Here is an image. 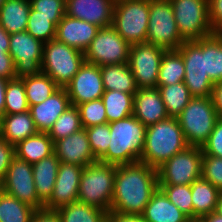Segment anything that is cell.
Segmentation results:
<instances>
[{"label": "cell", "mask_w": 222, "mask_h": 222, "mask_svg": "<svg viewBox=\"0 0 222 222\" xmlns=\"http://www.w3.org/2000/svg\"><path fill=\"white\" fill-rule=\"evenodd\" d=\"M15 157V147L0 137V183L4 180L8 167Z\"/></svg>", "instance_id": "cell-46"}, {"label": "cell", "mask_w": 222, "mask_h": 222, "mask_svg": "<svg viewBox=\"0 0 222 222\" xmlns=\"http://www.w3.org/2000/svg\"><path fill=\"white\" fill-rule=\"evenodd\" d=\"M29 111V105L22 79L8 80L5 92V114H17Z\"/></svg>", "instance_id": "cell-39"}, {"label": "cell", "mask_w": 222, "mask_h": 222, "mask_svg": "<svg viewBox=\"0 0 222 222\" xmlns=\"http://www.w3.org/2000/svg\"><path fill=\"white\" fill-rule=\"evenodd\" d=\"M176 118L188 145L202 148L220 117L211 97H192Z\"/></svg>", "instance_id": "cell-5"}, {"label": "cell", "mask_w": 222, "mask_h": 222, "mask_svg": "<svg viewBox=\"0 0 222 222\" xmlns=\"http://www.w3.org/2000/svg\"><path fill=\"white\" fill-rule=\"evenodd\" d=\"M108 123L118 121L133 114L134 94L117 90H105L101 97Z\"/></svg>", "instance_id": "cell-31"}, {"label": "cell", "mask_w": 222, "mask_h": 222, "mask_svg": "<svg viewBox=\"0 0 222 222\" xmlns=\"http://www.w3.org/2000/svg\"><path fill=\"white\" fill-rule=\"evenodd\" d=\"M83 169L84 167L78 165L60 163L53 193L43 208L57 210L64 205L78 201Z\"/></svg>", "instance_id": "cell-17"}, {"label": "cell", "mask_w": 222, "mask_h": 222, "mask_svg": "<svg viewBox=\"0 0 222 222\" xmlns=\"http://www.w3.org/2000/svg\"><path fill=\"white\" fill-rule=\"evenodd\" d=\"M213 106L220 118H222V82L214 83L211 93Z\"/></svg>", "instance_id": "cell-51"}, {"label": "cell", "mask_w": 222, "mask_h": 222, "mask_svg": "<svg viewBox=\"0 0 222 222\" xmlns=\"http://www.w3.org/2000/svg\"><path fill=\"white\" fill-rule=\"evenodd\" d=\"M31 8L45 17H64L66 0H29Z\"/></svg>", "instance_id": "cell-44"}, {"label": "cell", "mask_w": 222, "mask_h": 222, "mask_svg": "<svg viewBox=\"0 0 222 222\" xmlns=\"http://www.w3.org/2000/svg\"><path fill=\"white\" fill-rule=\"evenodd\" d=\"M209 20L213 33L222 34V0H208Z\"/></svg>", "instance_id": "cell-47"}, {"label": "cell", "mask_w": 222, "mask_h": 222, "mask_svg": "<svg viewBox=\"0 0 222 222\" xmlns=\"http://www.w3.org/2000/svg\"><path fill=\"white\" fill-rule=\"evenodd\" d=\"M0 189L36 210L44 207V203L36 193L32 164L16 156L10 163L4 180L0 183Z\"/></svg>", "instance_id": "cell-15"}, {"label": "cell", "mask_w": 222, "mask_h": 222, "mask_svg": "<svg viewBox=\"0 0 222 222\" xmlns=\"http://www.w3.org/2000/svg\"><path fill=\"white\" fill-rule=\"evenodd\" d=\"M61 222H106L109 212L75 201L58 208Z\"/></svg>", "instance_id": "cell-32"}, {"label": "cell", "mask_w": 222, "mask_h": 222, "mask_svg": "<svg viewBox=\"0 0 222 222\" xmlns=\"http://www.w3.org/2000/svg\"><path fill=\"white\" fill-rule=\"evenodd\" d=\"M99 29L95 24L65 14L56 26L55 39L85 52Z\"/></svg>", "instance_id": "cell-20"}, {"label": "cell", "mask_w": 222, "mask_h": 222, "mask_svg": "<svg viewBox=\"0 0 222 222\" xmlns=\"http://www.w3.org/2000/svg\"><path fill=\"white\" fill-rule=\"evenodd\" d=\"M29 0H6L0 8V25L11 35L26 30Z\"/></svg>", "instance_id": "cell-28"}, {"label": "cell", "mask_w": 222, "mask_h": 222, "mask_svg": "<svg viewBox=\"0 0 222 222\" xmlns=\"http://www.w3.org/2000/svg\"><path fill=\"white\" fill-rule=\"evenodd\" d=\"M7 79L0 78V118L4 115Z\"/></svg>", "instance_id": "cell-53"}, {"label": "cell", "mask_w": 222, "mask_h": 222, "mask_svg": "<svg viewBox=\"0 0 222 222\" xmlns=\"http://www.w3.org/2000/svg\"><path fill=\"white\" fill-rule=\"evenodd\" d=\"M54 154L60 163H70L81 167L98 161L91 151L85 128L54 142Z\"/></svg>", "instance_id": "cell-18"}, {"label": "cell", "mask_w": 222, "mask_h": 222, "mask_svg": "<svg viewBox=\"0 0 222 222\" xmlns=\"http://www.w3.org/2000/svg\"><path fill=\"white\" fill-rule=\"evenodd\" d=\"M109 128L111 136L109 147L98 161L116 166L140 161L147 127L132 114L109 123Z\"/></svg>", "instance_id": "cell-2"}, {"label": "cell", "mask_w": 222, "mask_h": 222, "mask_svg": "<svg viewBox=\"0 0 222 222\" xmlns=\"http://www.w3.org/2000/svg\"><path fill=\"white\" fill-rule=\"evenodd\" d=\"M180 36L185 41L214 34L209 20L208 0H170Z\"/></svg>", "instance_id": "cell-8"}, {"label": "cell", "mask_w": 222, "mask_h": 222, "mask_svg": "<svg viewBox=\"0 0 222 222\" xmlns=\"http://www.w3.org/2000/svg\"><path fill=\"white\" fill-rule=\"evenodd\" d=\"M14 147L15 156L32 165L54 153L53 140L43 132L20 141Z\"/></svg>", "instance_id": "cell-26"}, {"label": "cell", "mask_w": 222, "mask_h": 222, "mask_svg": "<svg viewBox=\"0 0 222 222\" xmlns=\"http://www.w3.org/2000/svg\"><path fill=\"white\" fill-rule=\"evenodd\" d=\"M10 34L0 25V50L9 52Z\"/></svg>", "instance_id": "cell-52"}, {"label": "cell", "mask_w": 222, "mask_h": 222, "mask_svg": "<svg viewBox=\"0 0 222 222\" xmlns=\"http://www.w3.org/2000/svg\"><path fill=\"white\" fill-rule=\"evenodd\" d=\"M149 0H121L113 10L112 27L131 45L146 43Z\"/></svg>", "instance_id": "cell-7"}, {"label": "cell", "mask_w": 222, "mask_h": 222, "mask_svg": "<svg viewBox=\"0 0 222 222\" xmlns=\"http://www.w3.org/2000/svg\"><path fill=\"white\" fill-rule=\"evenodd\" d=\"M0 78L12 80L16 78L15 65L9 52L0 50Z\"/></svg>", "instance_id": "cell-48"}, {"label": "cell", "mask_w": 222, "mask_h": 222, "mask_svg": "<svg viewBox=\"0 0 222 222\" xmlns=\"http://www.w3.org/2000/svg\"><path fill=\"white\" fill-rule=\"evenodd\" d=\"M166 51L163 47L147 42L131 45L127 64L138 89L157 87L159 68Z\"/></svg>", "instance_id": "cell-12"}, {"label": "cell", "mask_w": 222, "mask_h": 222, "mask_svg": "<svg viewBox=\"0 0 222 222\" xmlns=\"http://www.w3.org/2000/svg\"><path fill=\"white\" fill-rule=\"evenodd\" d=\"M203 155L222 158V118H219L207 143L202 147Z\"/></svg>", "instance_id": "cell-45"}, {"label": "cell", "mask_w": 222, "mask_h": 222, "mask_svg": "<svg viewBox=\"0 0 222 222\" xmlns=\"http://www.w3.org/2000/svg\"><path fill=\"white\" fill-rule=\"evenodd\" d=\"M114 0H66V15L100 28L111 27Z\"/></svg>", "instance_id": "cell-19"}, {"label": "cell", "mask_w": 222, "mask_h": 222, "mask_svg": "<svg viewBox=\"0 0 222 222\" xmlns=\"http://www.w3.org/2000/svg\"><path fill=\"white\" fill-rule=\"evenodd\" d=\"M82 124L77 106L70 105L55 121L48 135L56 142L81 130Z\"/></svg>", "instance_id": "cell-38"}, {"label": "cell", "mask_w": 222, "mask_h": 222, "mask_svg": "<svg viewBox=\"0 0 222 222\" xmlns=\"http://www.w3.org/2000/svg\"><path fill=\"white\" fill-rule=\"evenodd\" d=\"M200 222H222V215H218L216 212H212L209 215L202 217Z\"/></svg>", "instance_id": "cell-54"}, {"label": "cell", "mask_w": 222, "mask_h": 222, "mask_svg": "<svg viewBox=\"0 0 222 222\" xmlns=\"http://www.w3.org/2000/svg\"><path fill=\"white\" fill-rule=\"evenodd\" d=\"M201 177L222 191V158L203 155Z\"/></svg>", "instance_id": "cell-43"}, {"label": "cell", "mask_w": 222, "mask_h": 222, "mask_svg": "<svg viewBox=\"0 0 222 222\" xmlns=\"http://www.w3.org/2000/svg\"><path fill=\"white\" fill-rule=\"evenodd\" d=\"M9 54L12 56L17 79L31 77L42 72L44 43L26 30L10 35Z\"/></svg>", "instance_id": "cell-13"}, {"label": "cell", "mask_w": 222, "mask_h": 222, "mask_svg": "<svg viewBox=\"0 0 222 222\" xmlns=\"http://www.w3.org/2000/svg\"><path fill=\"white\" fill-rule=\"evenodd\" d=\"M116 165L96 161L84 167L78 192V201L110 212Z\"/></svg>", "instance_id": "cell-4"}, {"label": "cell", "mask_w": 222, "mask_h": 222, "mask_svg": "<svg viewBox=\"0 0 222 222\" xmlns=\"http://www.w3.org/2000/svg\"><path fill=\"white\" fill-rule=\"evenodd\" d=\"M85 62L84 52L53 39L44 43L41 69L59 88H65Z\"/></svg>", "instance_id": "cell-6"}, {"label": "cell", "mask_w": 222, "mask_h": 222, "mask_svg": "<svg viewBox=\"0 0 222 222\" xmlns=\"http://www.w3.org/2000/svg\"><path fill=\"white\" fill-rule=\"evenodd\" d=\"M133 115L146 127L169 117L157 87L137 89Z\"/></svg>", "instance_id": "cell-22"}, {"label": "cell", "mask_w": 222, "mask_h": 222, "mask_svg": "<svg viewBox=\"0 0 222 222\" xmlns=\"http://www.w3.org/2000/svg\"><path fill=\"white\" fill-rule=\"evenodd\" d=\"M185 66L182 55L177 50H167L161 61L157 86H167L183 82Z\"/></svg>", "instance_id": "cell-34"}, {"label": "cell", "mask_w": 222, "mask_h": 222, "mask_svg": "<svg viewBox=\"0 0 222 222\" xmlns=\"http://www.w3.org/2000/svg\"><path fill=\"white\" fill-rule=\"evenodd\" d=\"M91 151L94 157L99 160L108 150L111 140L109 123L95 125L85 128Z\"/></svg>", "instance_id": "cell-42"}, {"label": "cell", "mask_w": 222, "mask_h": 222, "mask_svg": "<svg viewBox=\"0 0 222 222\" xmlns=\"http://www.w3.org/2000/svg\"><path fill=\"white\" fill-rule=\"evenodd\" d=\"M168 199L193 221L191 185H158Z\"/></svg>", "instance_id": "cell-40"}, {"label": "cell", "mask_w": 222, "mask_h": 222, "mask_svg": "<svg viewBox=\"0 0 222 222\" xmlns=\"http://www.w3.org/2000/svg\"><path fill=\"white\" fill-rule=\"evenodd\" d=\"M185 40L177 29L172 4L167 0H149L147 40L166 50H177Z\"/></svg>", "instance_id": "cell-9"}, {"label": "cell", "mask_w": 222, "mask_h": 222, "mask_svg": "<svg viewBox=\"0 0 222 222\" xmlns=\"http://www.w3.org/2000/svg\"><path fill=\"white\" fill-rule=\"evenodd\" d=\"M28 105H36L59 89L56 83L43 72L31 77L22 78Z\"/></svg>", "instance_id": "cell-35"}, {"label": "cell", "mask_w": 222, "mask_h": 222, "mask_svg": "<svg viewBox=\"0 0 222 222\" xmlns=\"http://www.w3.org/2000/svg\"><path fill=\"white\" fill-rule=\"evenodd\" d=\"M185 66L184 83L192 97H211L214 83L205 74L204 54L201 39L184 41L177 49Z\"/></svg>", "instance_id": "cell-14"}, {"label": "cell", "mask_w": 222, "mask_h": 222, "mask_svg": "<svg viewBox=\"0 0 222 222\" xmlns=\"http://www.w3.org/2000/svg\"><path fill=\"white\" fill-rule=\"evenodd\" d=\"M202 148L188 146L157 169L158 185H191L201 178Z\"/></svg>", "instance_id": "cell-10"}, {"label": "cell", "mask_w": 222, "mask_h": 222, "mask_svg": "<svg viewBox=\"0 0 222 222\" xmlns=\"http://www.w3.org/2000/svg\"><path fill=\"white\" fill-rule=\"evenodd\" d=\"M31 222H61V220L56 210L42 208L35 210Z\"/></svg>", "instance_id": "cell-49"}, {"label": "cell", "mask_w": 222, "mask_h": 222, "mask_svg": "<svg viewBox=\"0 0 222 222\" xmlns=\"http://www.w3.org/2000/svg\"><path fill=\"white\" fill-rule=\"evenodd\" d=\"M71 105L65 88H59L43 102L29 106L38 132L48 133L55 121Z\"/></svg>", "instance_id": "cell-21"}, {"label": "cell", "mask_w": 222, "mask_h": 222, "mask_svg": "<svg viewBox=\"0 0 222 222\" xmlns=\"http://www.w3.org/2000/svg\"><path fill=\"white\" fill-rule=\"evenodd\" d=\"M105 90L135 94L138 87L127 63L100 66Z\"/></svg>", "instance_id": "cell-29"}, {"label": "cell", "mask_w": 222, "mask_h": 222, "mask_svg": "<svg viewBox=\"0 0 222 222\" xmlns=\"http://www.w3.org/2000/svg\"><path fill=\"white\" fill-rule=\"evenodd\" d=\"M63 17H45L30 8L26 31L43 43L55 39L56 26Z\"/></svg>", "instance_id": "cell-37"}, {"label": "cell", "mask_w": 222, "mask_h": 222, "mask_svg": "<svg viewBox=\"0 0 222 222\" xmlns=\"http://www.w3.org/2000/svg\"><path fill=\"white\" fill-rule=\"evenodd\" d=\"M201 51L204 54L205 74L213 83L222 82V34L214 33L201 38Z\"/></svg>", "instance_id": "cell-30"}, {"label": "cell", "mask_w": 222, "mask_h": 222, "mask_svg": "<svg viewBox=\"0 0 222 222\" xmlns=\"http://www.w3.org/2000/svg\"><path fill=\"white\" fill-rule=\"evenodd\" d=\"M106 222H148L142 215L109 212Z\"/></svg>", "instance_id": "cell-50"}, {"label": "cell", "mask_w": 222, "mask_h": 222, "mask_svg": "<svg viewBox=\"0 0 222 222\" xmlns=\"http://www.w3.org/2000/svg\"><path fill=\"white\" fill-rule=\"evenodd\" d=\"M143 218L148 222H191L158 187L145 207Z\"/></svg>", "instance_id": "cell-23"}, {"label": "cell", "mask_w": 222, "mask_h": 222, "mask_svg": "<svg viewBox=\"0 0 222 222\" xmlns=\"http://www.w3.org/2000/svg\"><path fill=\"white\" fill-rule=\"evenodd\" d=\"M193 220L215 212L220 190L202 177L191 184Z\"/></svg>", "instance_id": "cell-27"}, {"label": "cell", "mask_w": 222, "mask_h": 222, "mask_svg": "<svg viewBox=\"0 0 222 222\" xmlns=\"http://www.w3.org/2000/svg\"><path fill=\"white\" fill-rule=\"evenodd\" d=\"M83 128L108 123L102 99L81 103L77 106Z\"/></svg>", "instance_id": "cell-41"}, {"label": "cell", "mask_w": 222, "mask_h": 222, "mask_svg": "<svg viewBox=\"0 0 222 222\" xmlns=\"http://www.w3.org/2000/svg\"><path fill=\"white\" fill-rule=\"evenodd\" d=\"M131 44L111 27L100 28L84 52L85 61L97 66L128 63Z\"/></svg>", "instance_id": "cell-11"}, {"label": "cell", "mask_w": 222, "mask_h": 222, "mask_svg": "<svg viewBox=\"0 0 222 222\" xmlns=\"http://www.w3.org/2000/svg\"><path fill=\"white\" fill-rule=\"evenodd\" d=\"M215 212H216L218 215H222V191H220Z\"/></svg>", "instance_id": "cell-55"}, {"label": "cell", "mask_w": 222, "mask_h": 222, "mask_svg": "<svg viewBox=\"0 0 222 222\" xmlns=\"http://www.w3.org/2000/svg\"><path fill=\"white\" fill-rule=\"evenodd\" d=\"M6 0H0V8Z\"/></svg>", "instance_id": "cell-56"}, {"label": "cell", "mask_w": 222, "mask_h": 222, "mask_svg": "<svg viewBox=\"0 0 222 222\" xmlns=\"http://www.w3.org/2000/svg\"><path fill=\"white\" fill-rule=\"evenodd\" d=\"M157 88L169 117L176 118L192 98L184 82L167 86H157Z\"/></svg>", "instance_id": "cell-36"}, {"label": "cell", "mask_w": 222, "mask_h": 222, "mask_svg": "<svg viewBox=\"0 0 222 222\" xmlns=\"http://www.w3.org/2000/svg\"><path fill=\"white\" fill-rule=\"evenodd\" d=\"M188 146L177 118L168 117L147 126L145 146L140 161L157 170L172 156Z\"/></svg>", "instance_id": "cell-3"}, {"label": "cell", "mask_w": 222, "mask_h": 222, "mask_svg": "<svg viewBox=\"0 0 222 222\" xmlns=\"http://www.w3.org/2000/svg\"><path fill=\"white\" fill-rule=\"evenodd\" d=\"M38 133L29 111L5 114L0 121V137L14 146Z\"/></svg>", "instance_id": "cell-24"}, {"label": "cell", "mask_w": 222, "mask_h": 222, "mask_svg": "<svg viewBox=\"0 0 222 222\" xmlns=\"http://www.w3.org/2000/svg\"><path fill=\"white\" fill-rule=\"evenodd\" d=\"M65 89L73 106L100 99L105 91L100 67L85 61Z\"/></svg>", "instance_id": "cell-16"}, {"label": "cell", "mask_w": 222, "mask_h": 222, "mask_svg": "<svg viewBox=\"0 0 222 222\" xmlns=\"http://www.w3.org/2000/svg\"><path fill=\"white\" fill-rule=\"evenodd\" d=\"M35 210L0 189V222H31Z\"/></svg>", "instance_id": "cell-33"}, {"label": "cell", "mask_w": 222, "mask_h": 222, "mask_svg": "<svg viewBox=\"0 0 222 222\" xmlns=\"http://www.w3.org/2000/svg\"><path fill=\"white\" fill-rule=\"evenodd\" d=\"M59 165L60 160L54 153L32 165L36 193L44 204L53 193Z\"/></svg>", "instance_id": "cell-25"}, {"label": "cell", "mask_w": 222, "mask_h": 222, "mask_svg": "<svg viewBox=\"0 0 222 222\" xmlns=\"http://www.w3.org/2000/svg\"><path fill=\"white\" fill-rule=\"evenodd\" d=\"M157 189L155 168L141 161L117 165L110 212L142 215Z\"/></svg>", "instance_id": "cell-1"}]
</instances>
